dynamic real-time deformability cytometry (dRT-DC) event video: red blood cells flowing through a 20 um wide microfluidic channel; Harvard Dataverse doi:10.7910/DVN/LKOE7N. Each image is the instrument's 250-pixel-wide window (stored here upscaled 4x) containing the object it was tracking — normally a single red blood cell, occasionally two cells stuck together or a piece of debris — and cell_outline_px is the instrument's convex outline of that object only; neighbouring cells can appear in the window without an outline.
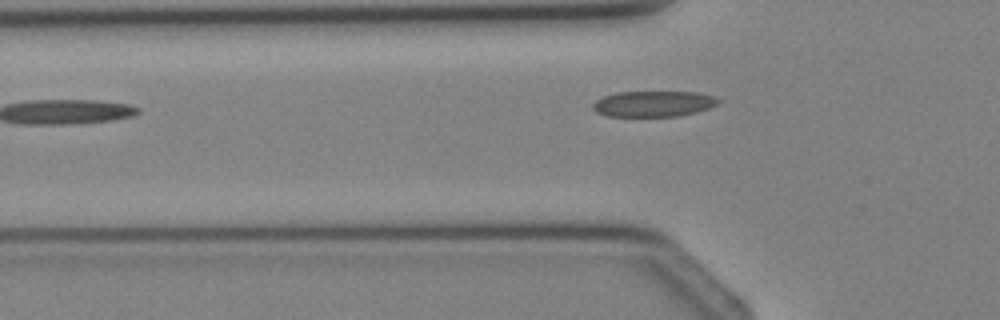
{"species": "Egyptian fruit bat (a non-hibernating species)", "species_latin": "Rousettus aegyptiacus", "temperature_condition": "cold", "stored_images_in_passage": 6, "camera_frame_rate_fps": 3000, "um_per_image_px": 0.085, "animal": {"sex": "female"}, "frame": {"image": 1, "passage_image": 6, "time_ms": 6.0, "image_size_px": [1000, 320], "cell_outline_px": [[720, 100], [716, 104], [708, 108], [696, 112], [676, 116], [604, 116], [596, 112], [592, 108], [592, 104], [596, 100], [604, 96], [616, 92], [696, 92], [716, 96]], "centroid_in_image_um": [55.51, 8.82], "position_along_channel_um": 70.3, "area_um2": 18.84}}